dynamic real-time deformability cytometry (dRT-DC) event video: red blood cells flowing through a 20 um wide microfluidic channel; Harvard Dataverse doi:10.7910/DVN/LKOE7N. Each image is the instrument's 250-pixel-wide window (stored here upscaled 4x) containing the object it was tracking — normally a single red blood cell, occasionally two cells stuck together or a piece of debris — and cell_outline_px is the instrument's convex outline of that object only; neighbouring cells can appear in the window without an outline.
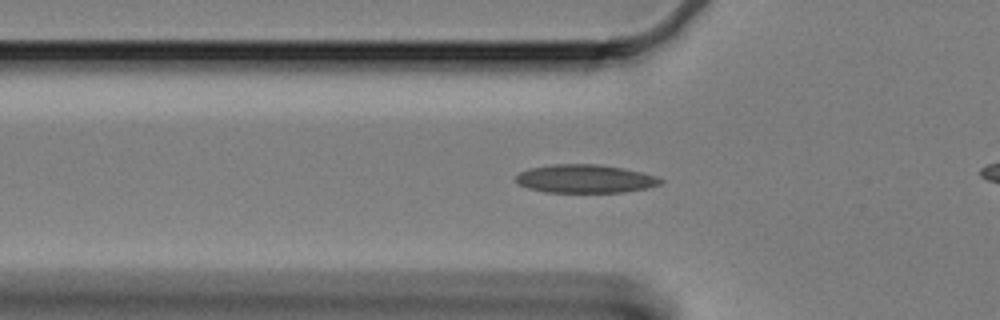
{"species": "Egyptian fruit bat (a non-hibernating species)", "species_latin": "Rousettus aegyptiacus", "temperature_condition": "cold", "stored_images_in_passage": 49, "camera_frame_rate_fps": 3000, "um_per_image_px": 0.085, "animal": {"sex": "female"}, "frame": {"image": 1, "passage_image": 15, "time_ms": 4.667, "image_size_px": [1000, 320], "cell_outline_px": [[664, 180], [660, 184], [644, 188], [624, 192], [544, 192], [528, 188], [520, 184], [516, 180], [516, 176], [520, 172], [528, 168], [552, 164], [600, 164], [624, 168], [656, 176]], "centroid_in_image_um": [49.72, 15.19], "position_along_channel_um": 76.1, "area_um2": 23.81}}
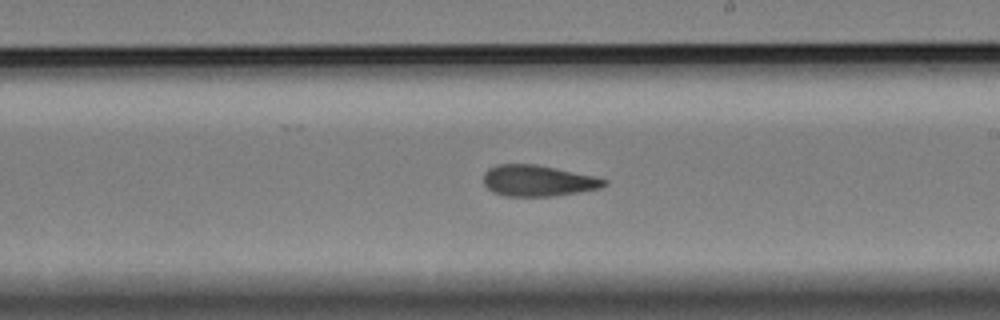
{"frame": {"image": 2, "passage_image": 30, "time_ms": 9.667, "image_size_px": [1000, 320], "cell_outline_px": [[608, 184], [600, 188], [552, 196], [504, 196], [492, 192], [484, 184], [484, 172], [488, 168], [496, 164], [536, 164], [596, 176], [608, 180]], "centroid_in_image_um": [45.71, 15.35], "position_along_channel_um": 243.3, "area_um2": 21.96}}
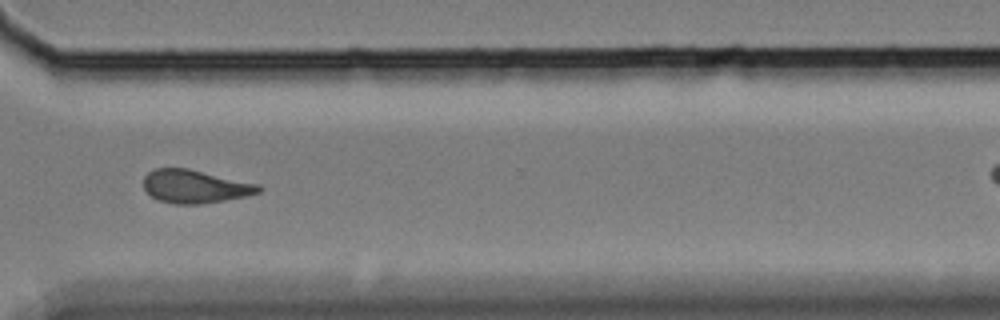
{"frame": {"image": 3, "passage_image": 40, "time_ms": 13.0, "image_size_px": [1000, 320], "cell_outline_px": [[264, 188], [260, 192], [244, 196], [224, 200], [200, 204], [172, 204], [160, 200], [152, 196], [144, 188], [144, 176], [148, 172], [156, 168], [188, 168], [260, 184]], "centroid_in_image_um": [16.6, 15.84], "position_along_channel_um": 354.0, "area_um2": 22.25}, "authors_computed_cell_mechanics": {"area_um2": 22.0218, "velocity_mm_per_s": 3.3239, "shape_relaxation_time_tau1_ms": null, "shape_relaxation_time_tau2_ms": 7.8969, "deformation_change_tau1": null, "deformation_change_tau2": 0.1403}}